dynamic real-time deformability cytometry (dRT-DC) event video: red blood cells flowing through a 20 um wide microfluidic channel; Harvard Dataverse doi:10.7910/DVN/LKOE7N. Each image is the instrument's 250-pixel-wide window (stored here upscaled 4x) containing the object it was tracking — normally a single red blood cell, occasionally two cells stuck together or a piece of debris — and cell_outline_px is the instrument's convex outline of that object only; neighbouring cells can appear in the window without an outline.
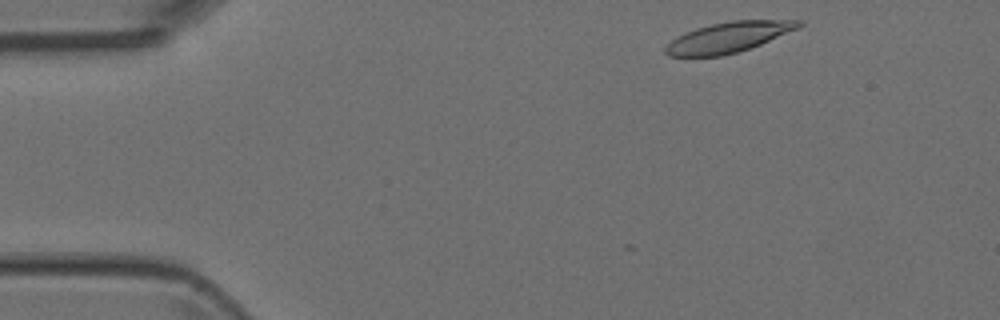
{"species": "Egyptian fruit bat (a non-hibernating species)", "species_latin": "Rousettus aegyptiacus", "temperature_condition": "room temperature", "stored_images_in_passage": 5, "camera_frame_rate_fps": 3000, "um_per_image_px": 0.085, "animal": {"sex": "female"}, "frame": {"image": 1, "passage_image": 1, "time_ms": 0.0, "image_size_px": [1000, 320], "cell_outline_px": [[804, 24], [800, 28], [760, 44], [736, 52], [720, 56], [668, 56], [664, 52], [664, 48], [676, 36], [696, 28], [712, 24], [732, 20], [804, 20]], "centroid_in_image_um": [61.94, 3.15], "position_along_channel_um": 23.1, "area_um2": 23.47}}
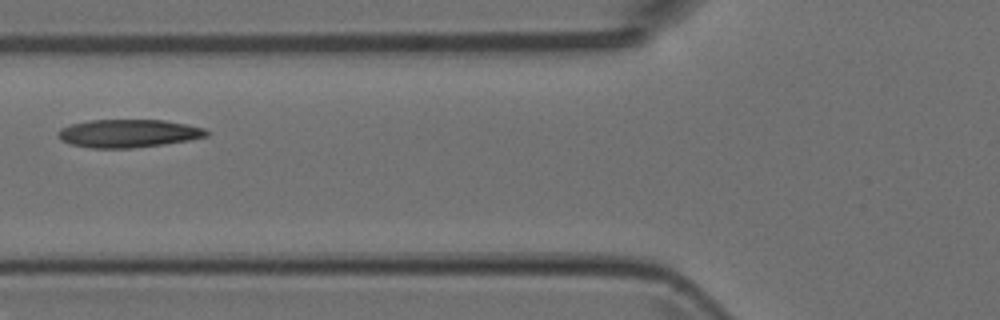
{"frame": {"image": 2, "passage_image": 4, "time_ms": 1.0, "image_size_px": [1000, 320], "cell_outline_px": [[208, 136], [188, 140], [164, 144], [132, 148], [92, 148], [72, 144], [60, 140], [56, 132], [60, 128], [72, 124], [88, 120], [164, 120], [188, 124], [204, 128], [208, 132]], "centroid_in_image_um": [10.9, 11.33], "position_along_channel_um": 114.9, "area_um2": 24.28}}
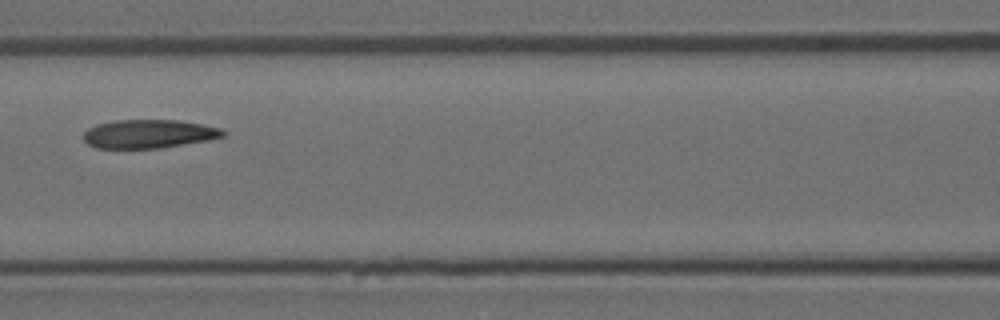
{"frame": {"image": 3, "passage_image": 5, "time_ms": 1.333, "image_size_px": [1000, 320], "cell_outline_px": [[224, 136], [208, 140], [160, 148], [96, 148], [88, 144], [84, 140], [84, 132], [88, 128], [96, 124], [112, 120], [180, 120], [220, 128], [224, 132]], "centroid_in_image_um": [12.6, 11.37], "position_along_channel_um": 154.0, "area_um2": 23.18}}